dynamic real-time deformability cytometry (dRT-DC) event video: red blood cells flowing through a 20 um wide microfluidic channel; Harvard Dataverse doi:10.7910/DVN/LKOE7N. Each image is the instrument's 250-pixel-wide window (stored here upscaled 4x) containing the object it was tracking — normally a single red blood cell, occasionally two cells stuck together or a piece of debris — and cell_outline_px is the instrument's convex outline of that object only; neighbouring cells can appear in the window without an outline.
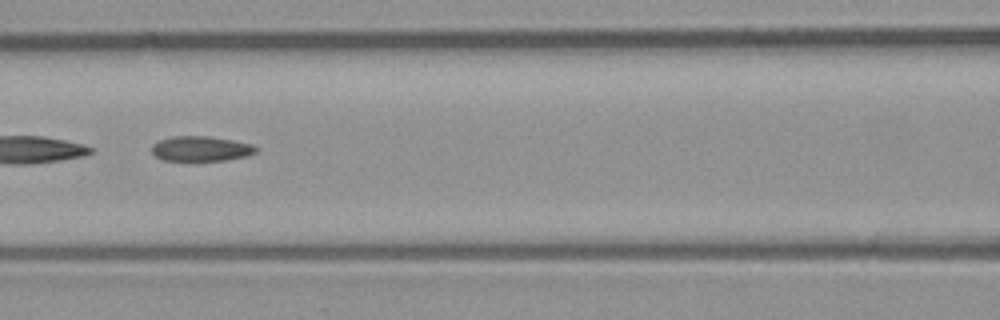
{"species": "common noctule bat (a hibernating species)", "species_latin": "Nyctalus noctula", "temperature_condition": "room temperature", "stored_images_in_passage": 51, "camera_frame_rate_fps": 3000, "um_per_image_px": 0.085, "animal": {"sex": "male", "body_mass_g": 23.1, "forearm_length_mm": 52.7}, "frame": {"image": 1, "passage_image": 23, "time_ms": 7.333, "image_size_px": [1000, 320], "cell_outline_px": [[256, 152], [248, 156], [228, 160], [164, 160], [156, 156], [152, 152], [152, 144], [160, 140], [172, 136], [208, 136], [232, 140], [252, 144], [256, 148]], "centroid_in_image_um": [17.09, 12.63], "position_along_channel_um": 149.5, "area_um2": 15.09}}
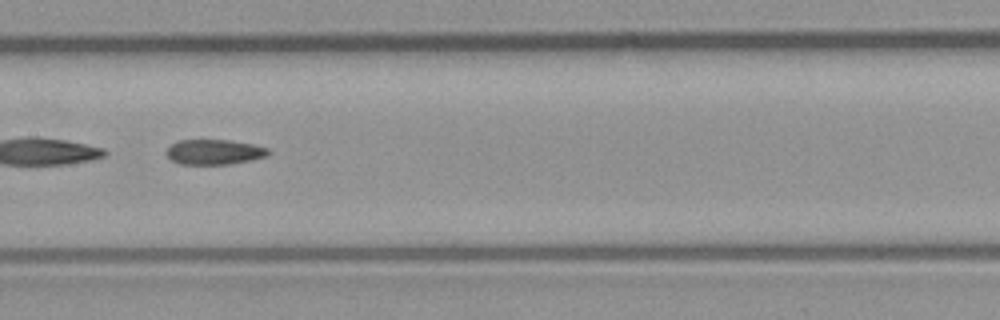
{"frame": {"image": 2, "passage_image": 26, "time_ms": 8.333, "image_size_px": [1000, 320], "cell_outline_px": [[272, 152], [268, 156], [228, 164], [180, 164], [172, 160], [164, 152], [172, 144], [180, 140], [228, 140], [252, 144], [268, 148]], "centroid_in_image_um": [18.22, 12.91], "position_along_channel_um": 189.2, "area_um2": 14.8}, "authors_computed_cell_mechanics": {"area_um2": 16.7042, "velocity_mm_per_s": 3.9634, "shape_relaxation_time_tau1_ms": null, "shape_relaxation_time_tau2_ms": 4.3941, "deformation_change_tau1": null, "deformation_change_tau2": 0.1249}}